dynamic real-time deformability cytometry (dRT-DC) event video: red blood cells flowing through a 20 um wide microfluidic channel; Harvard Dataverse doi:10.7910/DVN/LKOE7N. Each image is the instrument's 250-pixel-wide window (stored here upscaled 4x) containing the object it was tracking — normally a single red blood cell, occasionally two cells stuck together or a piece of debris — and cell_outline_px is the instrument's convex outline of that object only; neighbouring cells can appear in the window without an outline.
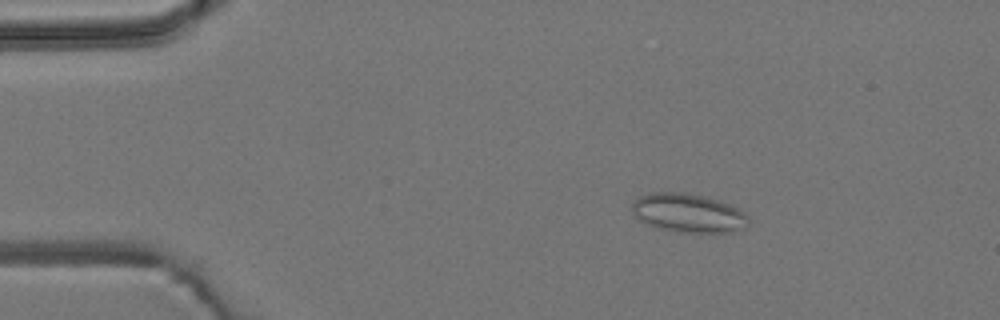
{"species": "common noctule bat (a hibernating species)", "species_latin": "Nyctalus noctula", "temperature_condition": "room temperature", "stored_images_in_passage": 4, "camera_frame_rate_fps": 3000, "um_per_image_px": 0.085, "animal": {"sex": "male", "body_mass_g": 19.2, "forearm_length_mm": 51.8}, "frame": {"image": 1, "passage_image": 3, "time_ms": 2.667, "image_size_px": [1000, 320], "cell_outline_px": [[748, 228], [732, 232], [676, 232], [656, 228], [640, 220], [632, 212], [632, 204], [640, 196], [648, 192], [688, 192], [704, 196], [740, 208], [748, 216]], "centroid_in_image_um": [58.52, 18.11], "position_along_channel_um": 26.5, "area_um2": 26.59}}